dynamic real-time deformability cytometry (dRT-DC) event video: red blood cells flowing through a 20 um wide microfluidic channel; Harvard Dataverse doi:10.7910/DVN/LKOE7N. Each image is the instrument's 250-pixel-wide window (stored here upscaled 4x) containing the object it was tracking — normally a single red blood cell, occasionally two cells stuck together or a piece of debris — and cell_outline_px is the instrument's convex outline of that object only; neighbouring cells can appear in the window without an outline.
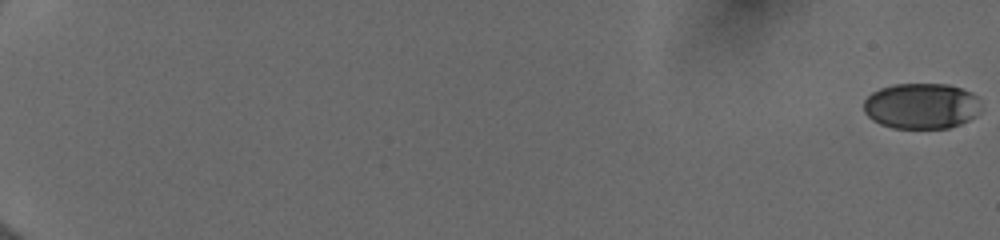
{"species": "human", "species_latin": "Homo sapiens", "temperature_condition": "cold", "stored_images_in_passage": 56, "camera_frame_rate_fps": 3000, "um_per_image_px": 0.085, "donor": {"sex": "female"}, "frame": {"image": 1, "passage_image": 1, "time_ms": 0.0, "image_size_px": [1000, 240], "cell_outline_px": [[980, 112], [976, 116], [960, 124], [948, 128], [892, 128], [880, 124], [872, 120], [864, 112], [864, 100], [872, 92], [880, 88], [892, 84], [948, 84], [972, 92], [976, 96], [980, 108]], "centroid_in_image_um": [78.3, 9.01], "position_along_channel_um": 6.7, "area_um2": 31.44}}
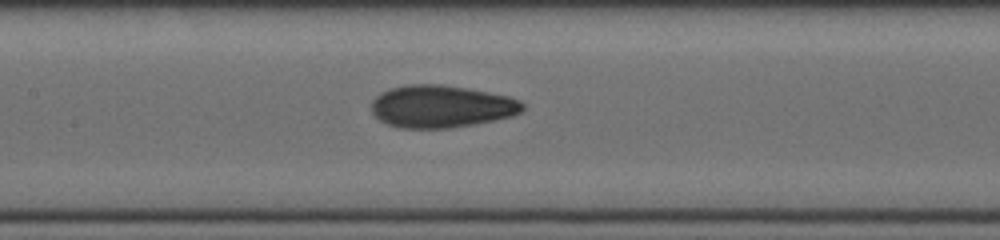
{"frame": {"image": 2, "passage_image": 31, "time_ms": 10.0, "image_size_px": [1000, 240], "cell_outline_px": [[524, 108], [520, 112], [512, 116], [476, 124], [448, 128], [400, 128], [388, 124], [380, 120], [372, 112], [372, 100], [380, 92], [388, 88], [408, 84], [440, 84], [468, 88], [508, 96], [520, 100], [524, 104]], "centroid_in_image_um": [37.5, 9.04], "position_along_channel_um": 169.9, "area_um2": 37.51}}
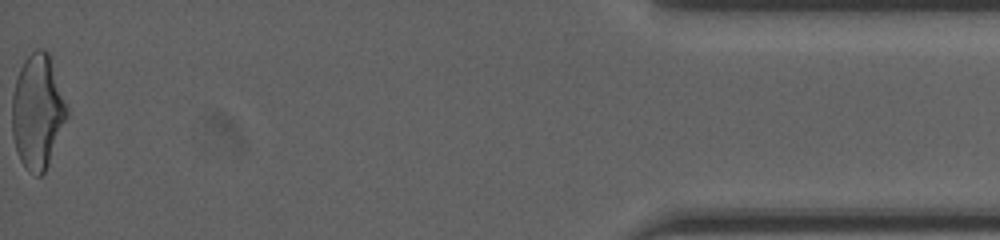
{"frame": {"image": 3, "passage_image": 56, "time_ms": 18.333, "image_size_px": [1000, 240], "cell_outline_px": [[68, 116], [48, 164], [44, 172], [40, 176], [36, 176], [28, 172], [20, 160], [16, 152], [12, 136], [12, 96], [16, 80], [20, 68], [24, 60], [36, 48], [44, 48], [48, 52], [68, 108]], "centroid_in_image_um": [3.18, 9.5], "position_along_channel_um": 432.0, "area_um2": 36.53}, "authors_computed_cell_mechanics": {"area_um2": 35.4603, "velocity_mm_per_s": 4.0098, "shape_relaxation_time_tau1_ms": 4.7345, "shape_relaxation_time_tau2_ms": 1.1813, "deformation_change_tau1": 0.1668, "deformation_change_tau2": 0.0745}}